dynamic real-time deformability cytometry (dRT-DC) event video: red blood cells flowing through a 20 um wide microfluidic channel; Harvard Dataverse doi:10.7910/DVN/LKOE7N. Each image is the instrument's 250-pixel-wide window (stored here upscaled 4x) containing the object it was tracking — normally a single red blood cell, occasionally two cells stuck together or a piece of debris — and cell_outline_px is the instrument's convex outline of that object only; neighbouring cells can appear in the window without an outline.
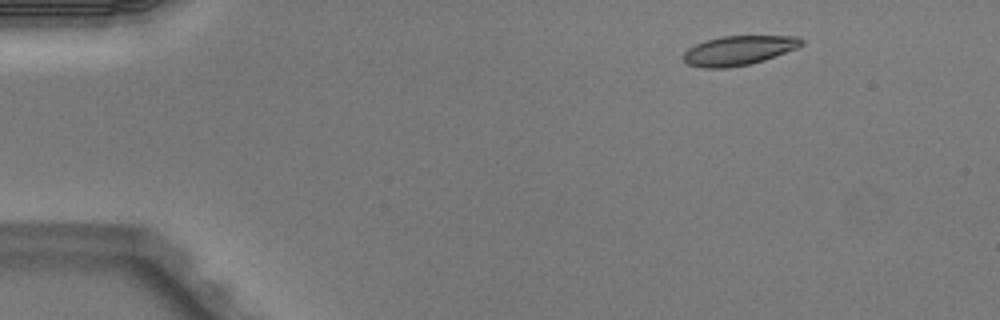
{"species": "Egyptian fruit bat (a non-hibernating species)", "species_latin": "Rousettus aegyptiacus", "temperature_condition": "warm", "stored_images_in_passage": 3, "camera_frame_rate_fps": 3000, "um_per_image_px": 0.085, "animal": {"sex": "male"}, "frame": {"image": 1, "passage_image": 1, "time_ms": 0.0, "image_size_px": [1000, 320], "cell_outline_px": [[804, 44], [796, 48], [764, 60], [748, 64], [728, 68], [704, 68], [688, 64], [684, 60], [684, 52], [688, 48], [704, 40], [720, 36], [800, 36], [804, 40]], "centroid_in_image_um": [62.79, 4.28], "position_along_channel_um": 22.2, "area_um2": 20.23}}